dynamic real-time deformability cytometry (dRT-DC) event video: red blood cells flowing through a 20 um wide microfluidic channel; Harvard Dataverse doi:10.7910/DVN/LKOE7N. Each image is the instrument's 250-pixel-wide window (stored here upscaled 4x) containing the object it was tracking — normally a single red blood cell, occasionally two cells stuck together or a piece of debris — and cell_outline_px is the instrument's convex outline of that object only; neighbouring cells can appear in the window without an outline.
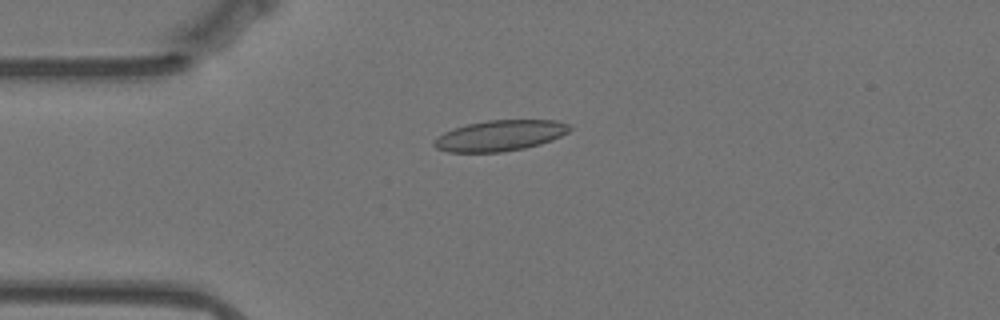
{"species": "Egyptian fruit bat (a non-hibernating species)", "species_latin": "Rousettus aegyptiacus", "temperature_condition": "warm", "stored_images_in_passage": 45, "camera_frame_rate_fps": 3000, "um_per_image_px": 0.085, "animal": {"sex": "female"}, "frame": {"image": 1, "passage_image": 2, "time_ms": 0.333, "image_size_px": [1000, 320], "cell_outline_px": [[572, 128], [568, 132], [552, 140], [540, 144], [524, 148], [500, 152], [448, 152], [436, 148], [432, 144], [432, 140], [444, 132], [468, 124], [488, 120], [556, 120], [568, 124]], "centroid_in_image_um": [42.49, 11.53], "position_along_channel_um": 42.5, "area_um2": 24.22}}
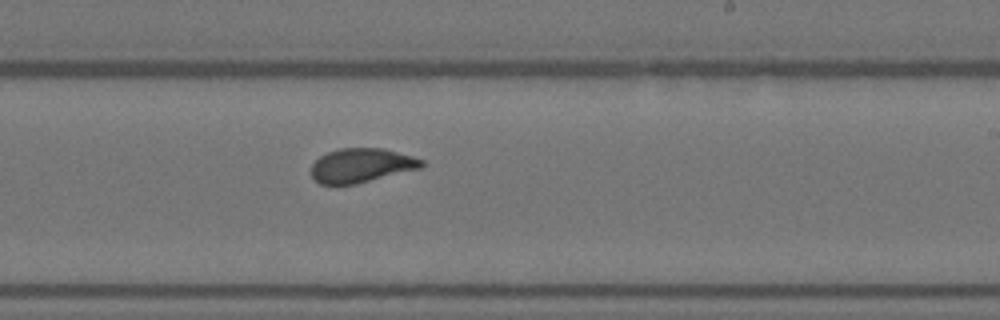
{"frame": {"image": 2, "passage_image": 22, "time_ms": 7.0, "image_size_px": [1000, 320], "cell_outline_px": [[424, 164], [420, 168], [356, 184], [336, 188], [320, 184], [312, 176], [312, 164], [320, 156], [328, 152], [340, 148], [384, 148], [412, 156], [424, 160]], "centroid_in_image_um": [30.67, 14.09], "position_along_channel_um": 258.3, "area_um2": 22.31}}
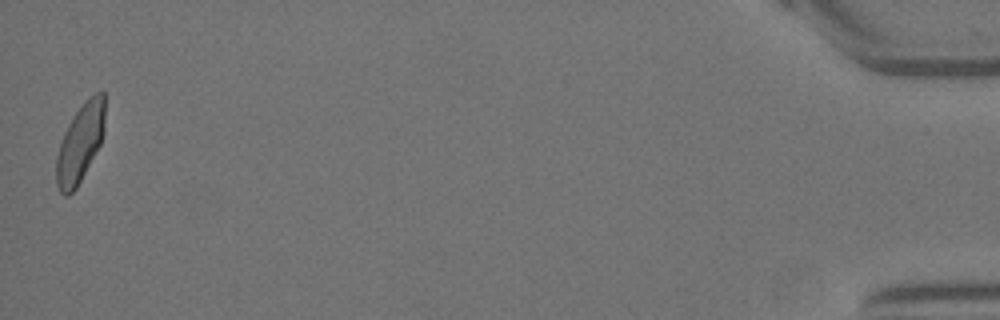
{"frame": {"image": 3, "passage_image": 45, "time_ms": 14.667, "image_size_px": [1000, 320], "cell_outline_px": [[104, 132], [100, 144], [76, 188], [68, 196], [64, 196], [60, 192], [56, 184], [56, 156], [64, 132], [68, 124], [76, 112], [88, 96], [100, 88], [104, 92]], "centroid_in_image_um": [6.81, 12.13], "position_along_channel_um": 428.4, "area_um2": 22.14}, "authors_computed_cell_mechanics": {"area_um2": 22.4842, "velocity_mm_per_s": 3.5144, "shape_relaxation_time_tau1_ms": 5.3432, "shape_relaxation_time_tau2_ms": 0.9142, "deformation_change_tau1": 0.1581, "deformation_change_tau2": 0.0723}}